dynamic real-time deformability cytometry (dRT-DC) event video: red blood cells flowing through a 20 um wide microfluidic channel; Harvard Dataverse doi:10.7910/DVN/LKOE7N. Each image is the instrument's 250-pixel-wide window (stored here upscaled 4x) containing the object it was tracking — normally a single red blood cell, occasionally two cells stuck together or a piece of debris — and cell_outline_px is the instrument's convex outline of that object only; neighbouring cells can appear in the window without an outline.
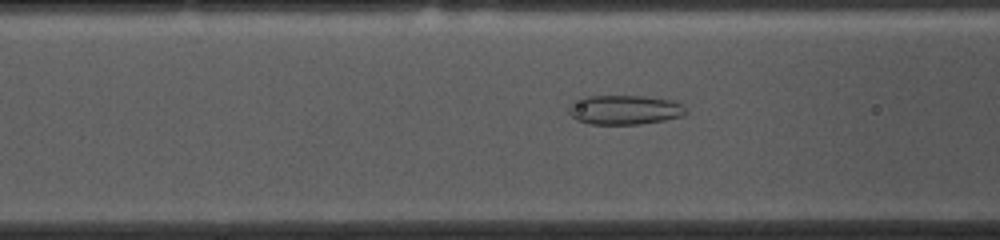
{"species": "common noctule bat (a hibernating species)", "species_latin": "Nyctalus noctula", "temperature_condition": "cold", "stored_images_in_passage": 52, "camera_frame_rate_fps": 3000, "um_per_image_px": 0.085, "animal": {"sex": "female", "body_mass_g": 10.0, "forearm_length_mm": 53.1}, "frame": {"image": 1, "passage_image": 18, "time_ms": 5.667, "image_size_px": [1000, 240], "cell_outline_px": [[688, 112], [684, 116], [664, 120], [640, 124], [588, 124], [576, 120], [568, 112], [568, 104], [572, 100], [580, 96], [644, 96], [672, 100], [684, 104]], "centroid_in_image_um": [53.06, 9.32], "position_along_channel_um": 113.5, "area_um2": 20.58}}
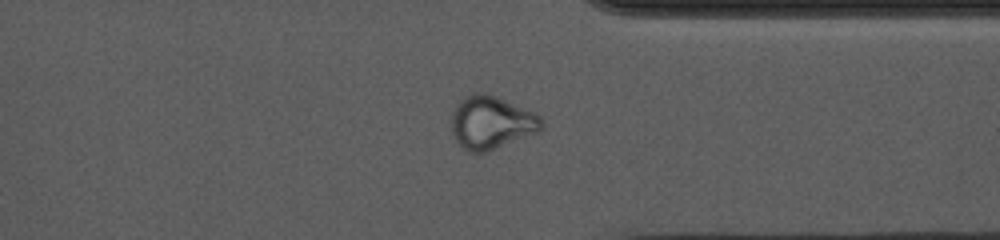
{"frame": {"image": 2, "passage_image": 39, "time_ms": 12.667, "image_size_px": [1000, 240], "cell_outline_px": [[544, 128], [536, 132], [488, 152], [468, 152], [456, 140], [448, 124], [452, 112], [456, 104], [464, 96], [476, 92], [480, 92], [496, 96], [532, 112], [540, 116], [544, 124]], "centroid_in_image_um": [41.71, 10.41], "position_along_channel_um": 369.7, "area_um2": 27.92}}
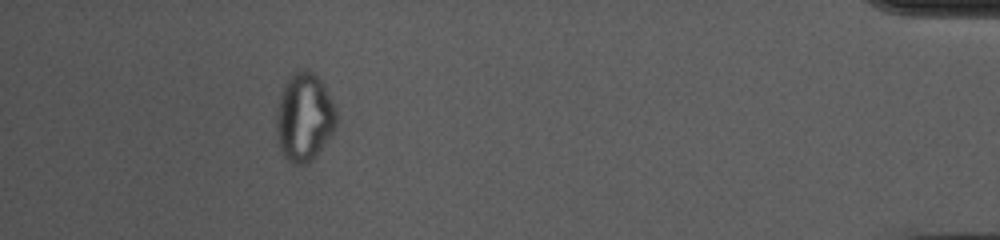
{"frame": {"image": 3, "passage_image": 47, "time_ms": 15.333, "image_size_px": [1000, 240], "cell_outline_px": [[336, 128], [332, 136], [312, 160], [308, 164], [292, 164], [284, 156], [280, 148], [276, 136], [276, 108], [284, 84], [300, 68], [308, 68], [324, 84], [332, 100], [336, 112]], "centroid_in_image_um": [25.86, 9.98], "position_along_channel_um": 409.3, "area_um2": 31.15}, "authors_computed_cell_mechanics": {"area_um2": 26.2701, "velocity_mm_per_s": 3.7106, "shape_relaxation_time_tau1_ms": null, "shape_relaxation_time_tau2_ms": 1.6592, "deformation_change_tau1": null, "deformation_change_tau2": 0.0791}}